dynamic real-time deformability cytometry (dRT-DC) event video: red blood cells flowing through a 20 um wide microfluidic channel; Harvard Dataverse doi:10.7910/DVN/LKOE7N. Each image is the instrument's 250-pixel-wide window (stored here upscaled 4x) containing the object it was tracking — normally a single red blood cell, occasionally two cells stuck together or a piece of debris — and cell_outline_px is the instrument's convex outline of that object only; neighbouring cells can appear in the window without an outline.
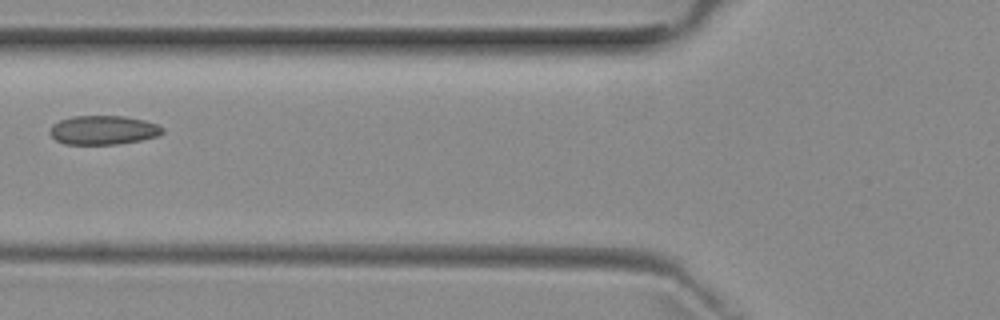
{"species": "common noctule bat (a hibernating species)", "species_latin": "Nyctalus noctula", "temperature_condition": "room temperature", "stored_images_in_passage": 5, "camera_frame_rate_fps": 3000, "um_per_image_px": 0.085, "animal": {"sex": "female", "body_mass_g": 29.2, "forearm_length_mm": 56.3}, "frame": {"image": 1, "passage_image": 4, "time_ms": 4.333, "image_size_px": [1000, 320], "cell_outline_px": [[164, 132], [156, 136], [140, 140], [116, 144], [64, 144], [56, 140], [48, 132], [52, 124], [60, 120], [72, 116], [124, 116], [144, 120], [156, 124], [164, 128]], "centroid_in_image_um": [8.75, 11.05], "position_along_channel_um": 117.1, "area_um2": 19.02}}
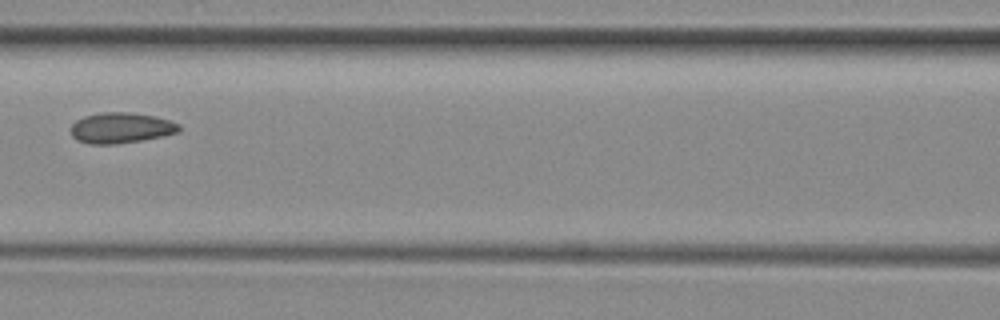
{"frame": {"image": 2, "passage_image": 5, "time_ms": 5.333, "image_size_px": [1000, 320], "cell_outline_px": [[180, 132], [140, 140], [116, 144], [88, 144], [76, 140], [72, 136], [72, 124], [76, 120], [84, 116], [100, 112], [128, 112], [156, 116], [180, 124]], "centroid_in_image_um": [10.26, 10.86], "position_along_channel_um": 156.3, "area_um2": 19.31}}